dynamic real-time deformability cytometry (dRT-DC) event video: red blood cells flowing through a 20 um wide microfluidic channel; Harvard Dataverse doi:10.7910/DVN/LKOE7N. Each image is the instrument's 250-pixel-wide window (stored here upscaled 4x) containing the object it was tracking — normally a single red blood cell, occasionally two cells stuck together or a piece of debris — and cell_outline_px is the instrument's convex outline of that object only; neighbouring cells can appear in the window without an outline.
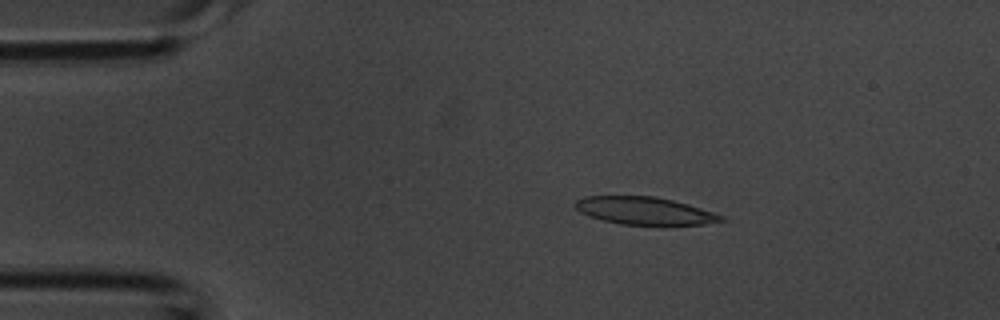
{"species": "common noctule bat (a hibernating species)", "species_latin": "Nyctalus noctula", "temperature_condition": "room temperature", "stored_images_in_passage": 40, "camera_frame_rate_fps": 3000, "um_per_image_px": 0.085, "animal": {"sex": "male", "body_mass_g": 20.1, "forearm_length_mm": 53.5}, "frame": {"image": 1, "passage_image": 6, "time_ms": 1.667, "image_size_px": [1000, 320], "cell_outline_px": [[728, 220], [704, 224], [664, 228], [660, 228], [620, 224], [604, 220], [580, 212], [572, 204], [576, 200], [584, 196], [656, 196], [688, 204], [724, 216]], "centroid_in_image_um": [54.86, 17.97], "position_along_channel_um": 30.1, "area_um2": 24.45}}
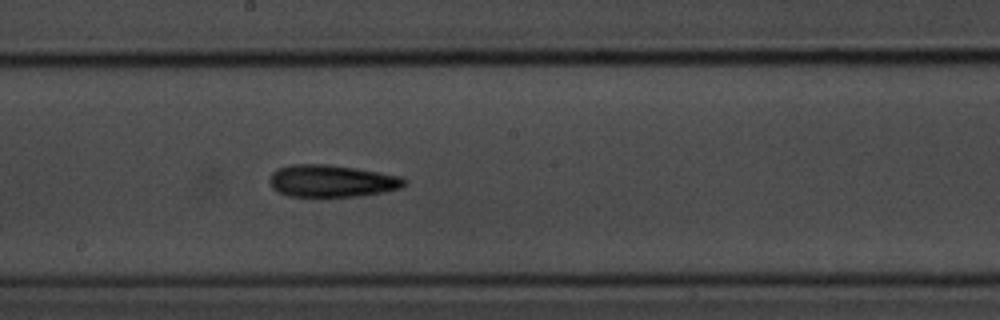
{"frame": {"image": 2, "passage_image": 21, "time_ms": 6.667, "image_size_px": [1000, 320], "cell_outline_px": [[408, 180], [400, 188], [384, 192], [360, 196], [288, 196], [272, 188], [272, 172], [280, 168], [292, 164], [324, 164], [356, 168], [400, 176]], "centroid_in_image_um": [28.24, 15.38], "position_along_channel_um": 220.0, "area_um2": 24.91}}
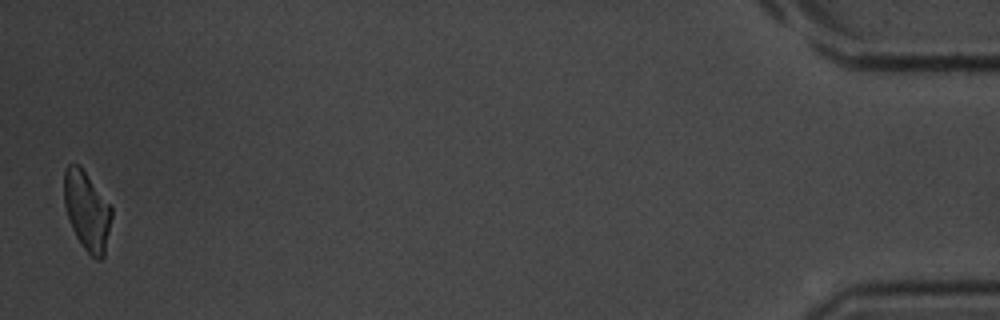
{"frame": {"image": 3, "passage_image": 40, "time_ms": 13.0, "image_size_px": [1000, 320], "cell_outline_px": [[112, 216], [104, 256], [100, 260], [96, 260], [84, 248], [76, 236], [72, 228], [64, 204], [64, 168], [68, 164], [80, 164], [112, 204]], "centroid_in_image_um": [7.41, 17.86], "position_along_channel_um": 427.8, "area_um2": 22.25}}